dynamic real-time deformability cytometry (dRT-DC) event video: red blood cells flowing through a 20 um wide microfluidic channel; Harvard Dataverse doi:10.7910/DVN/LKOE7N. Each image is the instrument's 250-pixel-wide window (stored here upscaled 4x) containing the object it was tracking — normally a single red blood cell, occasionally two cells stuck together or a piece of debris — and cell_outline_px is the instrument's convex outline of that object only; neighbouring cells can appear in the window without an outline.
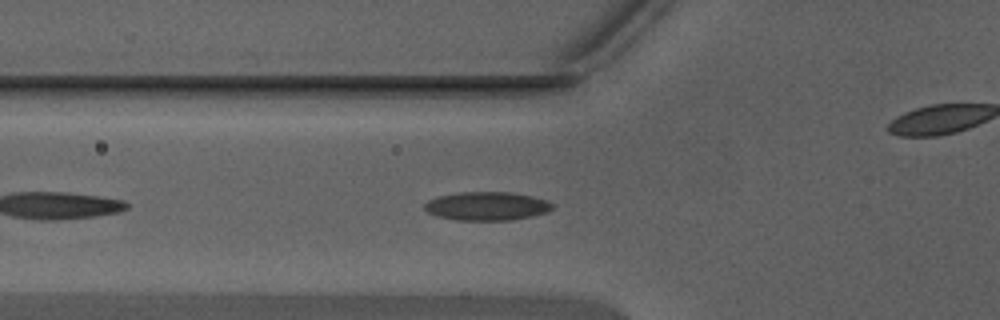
{"species": "Egyptian fruit bat (a non-hibernating species)", "species_latin": "Rousettus aegyptiacus", "temperature_condition": "warm", "stored_images_in_passage": 30, "camera_frame_rate_fps": 3000, "um_per_image_px": 0.085, "animal": {"sex": "male"}, "frame": {"image": 1, "passage_image": 5, "time_ms": 1.333, "image_size_px": [1000, 320], "cell_outline_px": [[552, 208], [548, 212], [532, 216], [508, 220], [456, 220], [436, 216], [428, 212], [424, 208], [424, 204], [428, 200], [440, 196], [460, 192], [512, 192], [532, 196], [548, 200], [552, 204]], "centroid_in_image_um": [41.39, 17.51], "position_along_channel_um": 84.4, "area_um2": 21.27}}
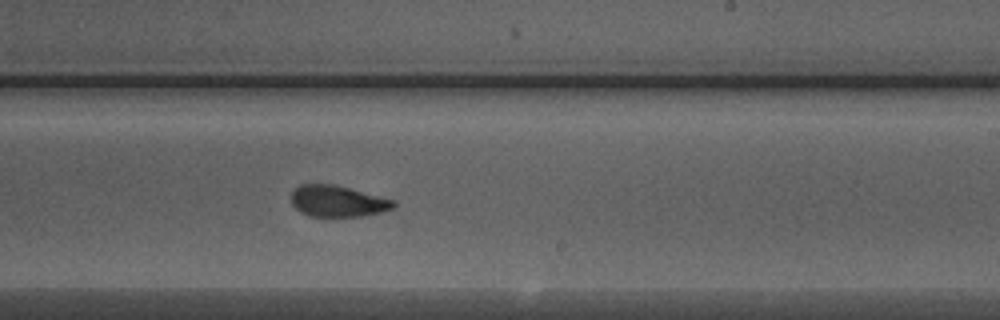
{"frame": {"image": 2, "passage_image": 17, "time_ms": 5.333, "image_size_px": [1000, 320], "cell_outline_px": [[396, 204], [392, 208], [380, 212], [364, 216], [312, 216], [300, 212], [292, 204], [292, 192], [300, 184], [336, 184], [396, 200]], "centroid_in_image_um": [28.72, 17.09], "position_along_channel_um": 260.3, "area_um2": 18.67}}
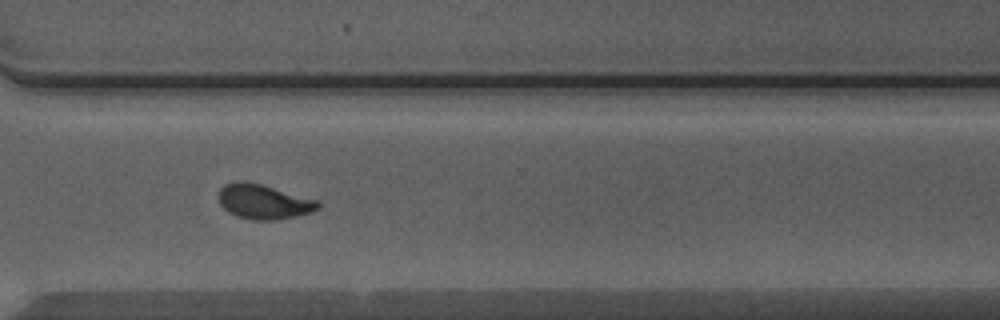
{"frame": {"image": 3, "passage_image": 23, "time_ms": 7.333, "image_size_px": [1000, 320], "cell_outline_px": [[320, 208], [312, 212], [280, 220], [252, 220], [236, 216], [228, 212], [220, 204], [216, 196], [220, 188], [224, 184], [232, 180], [244, 180], [260, 184], [316, 200], [320, 204]], "centroid_in_image_um": [22.34, 17.14], "position_along_channel_um": 348.3, "area_um2": 20.35}, "authors_computed_cell_mechanics": {"area_um2": 20.0855, "velocity_mm_per_s": 4.3942, "shape_relaxation_time_tau1_ms": 4.5515, "shape_relaxation_time_tau2_ms": 1.4768, "deformation_change_tau1": 0.15, "deformation_change_tau2": 0.0757}}